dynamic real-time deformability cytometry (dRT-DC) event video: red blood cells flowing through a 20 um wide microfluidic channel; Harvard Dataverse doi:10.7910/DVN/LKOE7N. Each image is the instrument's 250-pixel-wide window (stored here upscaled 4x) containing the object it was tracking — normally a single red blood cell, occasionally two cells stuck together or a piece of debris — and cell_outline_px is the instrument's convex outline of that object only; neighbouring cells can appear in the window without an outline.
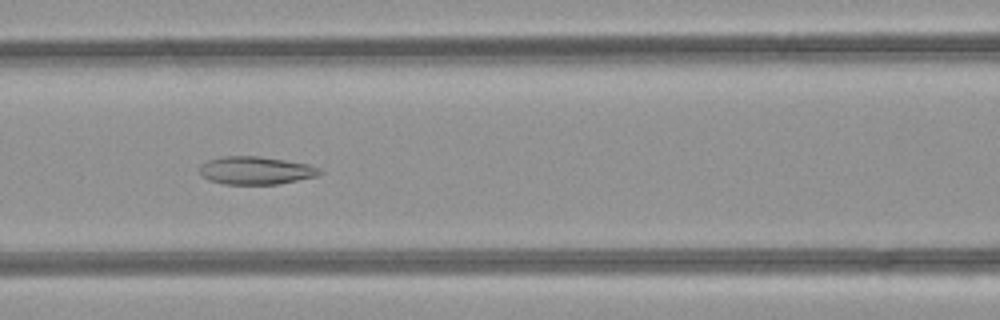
{"species": "common noctule bat (a hibernating species)", "species_latin": "Nyctalus noctula", "temperature_condition": "room temperature", "stored_images_in_passage": 42, "segment_of_instrument_passage": [1, 2], "camera_frame_rate_fps": 3000, "um_per_image_px": 0.085, "animal": {"sex": "female", "body_mass_g": 21.9}, "frame": {"image": 1, "passage_image": 13, "time_ms": 4.0, "image_size_px": [1000, 320], "cell_outline_px": [[324, 172], [316, 176], [280, 184], [224, 184], [208, 180], [200, 176], [200, 168], [208, 160], [224, 156], [260, 156], [308, 164], [320, 168]], "centroid_in_image_um": [21.75, 14.49], "position_along_channel_um": 144.8, "area_um2": 19.54}}
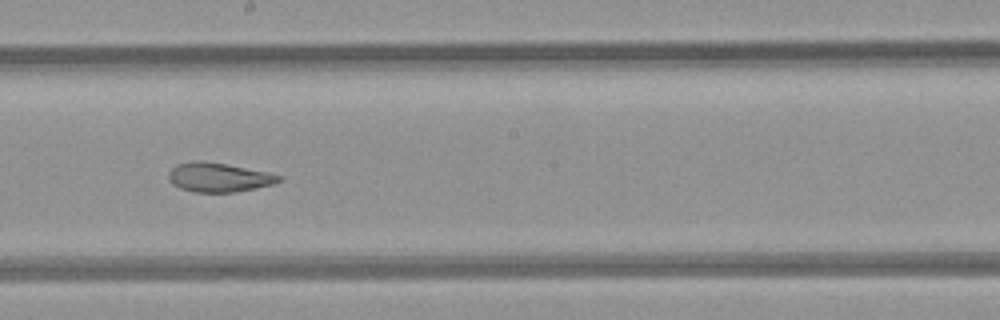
{"frame": {"image": 2, "passage_image": 19, "time_ms": 6.0, "image_size_px": [1000, 320], "cell_outline_px": [[284, 180], [272, 184], [256, 188], [236, 192], [192, 192], [180, 188], [172, 184], [168, 180], [168, 172], [176, 164], [192, 160], [200, 160], [224, 164], [268, 172], [284, 176]], "centroid_in_image_um": [18.58, 15.07], "position_along_channel_um": 229.6, "area_um2": 18.96}}
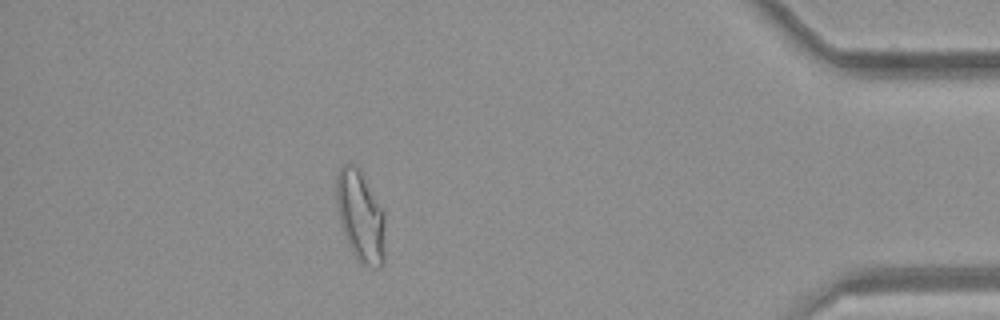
{"frame": {"image": 3, "passage_image": 35, "time_ms": 11.333, "image_size_px": [1000, 320], "cell_outline_px": [[384, 264], [376, 268], [360, 264], [352, 252], [344, 236], [340, 224], [336, 204], [336, 176], [340, 164], [352, 164], [360, 168], [384, 212]], "centroid_in_image_um": [30.62, 18.37], "position_along_channel_um": 404.6, "area_um2": 26.3}}